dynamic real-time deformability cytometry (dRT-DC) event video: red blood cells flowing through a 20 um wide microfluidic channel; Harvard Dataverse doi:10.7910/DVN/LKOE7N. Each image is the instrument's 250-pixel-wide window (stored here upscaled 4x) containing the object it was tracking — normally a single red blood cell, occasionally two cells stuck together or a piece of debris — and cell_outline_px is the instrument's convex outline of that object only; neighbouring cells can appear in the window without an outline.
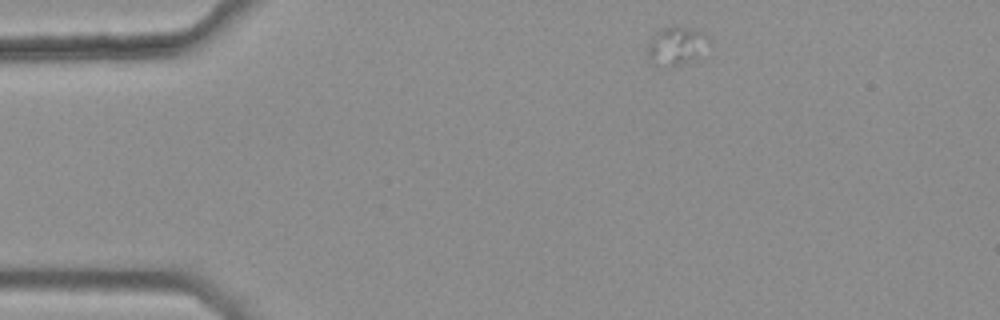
{"species": "common noctule bat (a hibernating species)", "species_latin": "Nyctalus noctula", "temperature_condition": "warm", "stored_images_in_passage": 9, "camera_frame_rate_fps": 3000, "um_per_image_px": 0.085, "animal": {"sex": "female", "body_mass_g": 25.1}, "frame": {"image": 1, "passage_image": 1, "time_ms": 0.0, "image_size_px": [1000, 320], "cell_outline_px": [[708, 40], [696, 56], [692, 60], [672, 68], [656, 68], [648, 60], [648, 40], [656, 32], [672, 24], [676, 24], [704, 32], [708, 36]], "centroid_in_image_um": [57.38, 3.91], "position_along_channel_um": 27.6, "area_um2": 13.99}}